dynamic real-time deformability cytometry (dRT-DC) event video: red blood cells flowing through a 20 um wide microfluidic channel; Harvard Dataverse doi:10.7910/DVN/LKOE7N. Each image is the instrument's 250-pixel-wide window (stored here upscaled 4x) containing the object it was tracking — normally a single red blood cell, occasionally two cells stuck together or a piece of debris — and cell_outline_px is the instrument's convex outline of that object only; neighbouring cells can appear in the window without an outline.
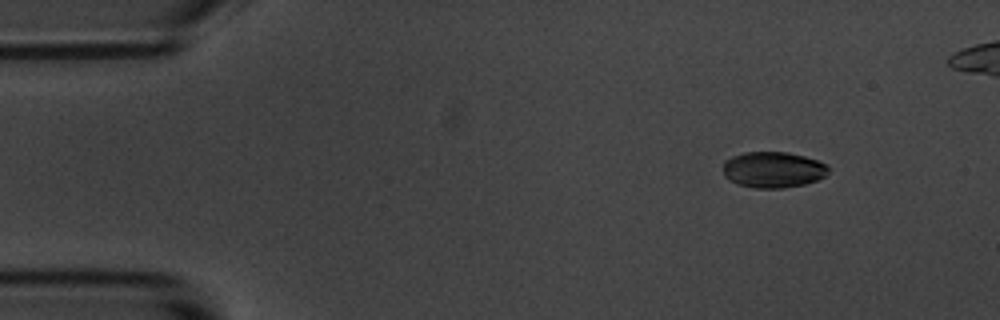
{"species": "common noctule bat (a hibernating species)", "species_latin": "Nyctalus noctula", "temperature_condition": "room temperature", "stored_images_in_passage": 6, "camera_frame_rate_fps": 3000, "um_per_image_px": 0.085, "animal": {"sex": "male", "body_mass_g": 20.1, "forearm_length_mm": 53.5}, "frame": {"image": 1, "passage_image": 2, "time_ms": 1.333, "image_size_px": [1000, 320], "cell_outline_px": [[828, 172], [824, 176], [816, 180], [804, 184], [784, 188], [756, 188], [740, 184], [728, 180], [724, 176], [724, 160], [732, 156], [744, 152], [788, 152], [804, 156], [828, 164]], "centroid_in_image_um": [65.71, 14.42], "position_along_channel_um": 19.3, "area_um2": 22.08}}